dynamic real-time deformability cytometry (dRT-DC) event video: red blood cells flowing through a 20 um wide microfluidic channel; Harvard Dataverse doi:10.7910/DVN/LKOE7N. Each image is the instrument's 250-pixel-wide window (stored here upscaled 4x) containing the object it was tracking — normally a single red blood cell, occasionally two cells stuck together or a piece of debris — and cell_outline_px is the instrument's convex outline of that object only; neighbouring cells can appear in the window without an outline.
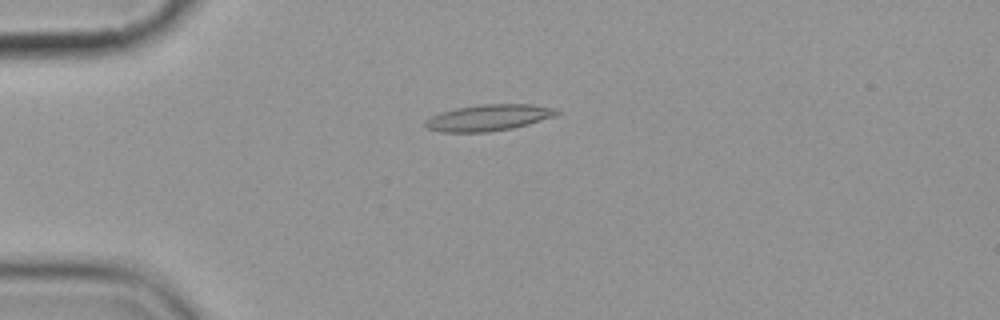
{"species": "common noctule bat (a hibernating species)", "species_latin": "Nyctalus noctula", "temperature_condition": "cold", "stored_images_in_passage": 9, "camera_frame_rate_fps": 3000, "um_per_image_px": 0.085, "animal": {"sex": "female", "body_mass_g": 19.9}, "frame": {"image": 1, "passage_image": 2, "time_ms": 1.0, "image_size_px": [1000, 320], "cell_outline_px": [[560, 112], [556, 116], [528, 124], [512, 128], [488, 132], [440, 132], [428, 128], [424, 124], [424, 120], [440, 112], [456, 108], [480, 104], [532, 104], [556, 108]], "centroid_in_image_um": [41.54, 9.99], "position_along_channel_um": 43.5, "area_um2": 20.23}}
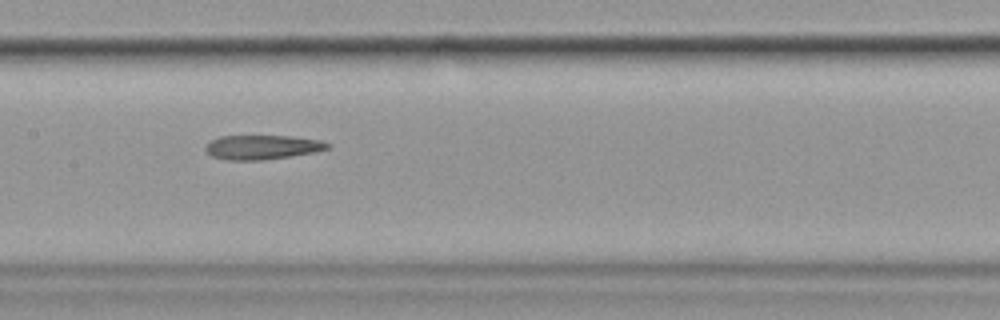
{"frame": {"image": 2, "passage_image": 6, "time_ms": 5.667, "image_size_px": [1000, 320], "cell_outline_px": [[332, 148], [312, 152], [288, 156], [260, 160], [228, 160], [212, 156], [204, 148], [212, 140], [220, 136], [292, 136], [320, 140], [332, 144]], "centroid_in_image_um": [22.32, 12.5], "position_along_channel_um": 185.1, "area_um2": 17.11}}
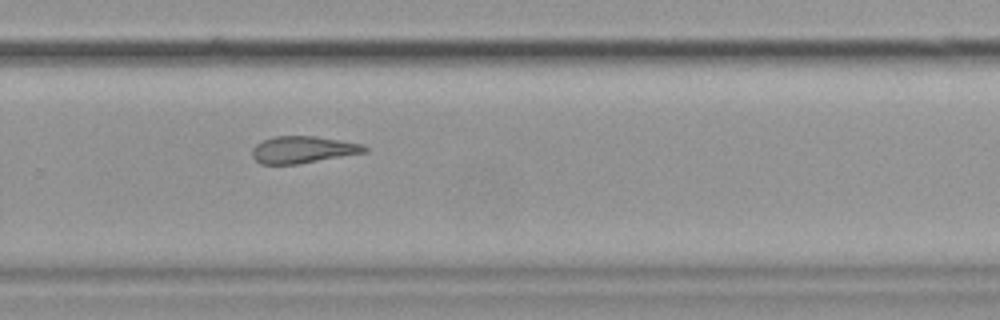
{"frame": {"image": 3, "passage_image": 9, "time_ms": 9.0, "image_size_px": [1000, 320], "cell_outline_px": [[368, 152], [296, 164], [260, 164], [252, 156], [252, 148], [256, 144], [264, 140], [276, 136], [316, 136], [364, 144], [368, 148]], "centroid_in_image_um": [25.77, 12.72], "position_along_channel_um": 304.0, "area_um2": 17.63}}